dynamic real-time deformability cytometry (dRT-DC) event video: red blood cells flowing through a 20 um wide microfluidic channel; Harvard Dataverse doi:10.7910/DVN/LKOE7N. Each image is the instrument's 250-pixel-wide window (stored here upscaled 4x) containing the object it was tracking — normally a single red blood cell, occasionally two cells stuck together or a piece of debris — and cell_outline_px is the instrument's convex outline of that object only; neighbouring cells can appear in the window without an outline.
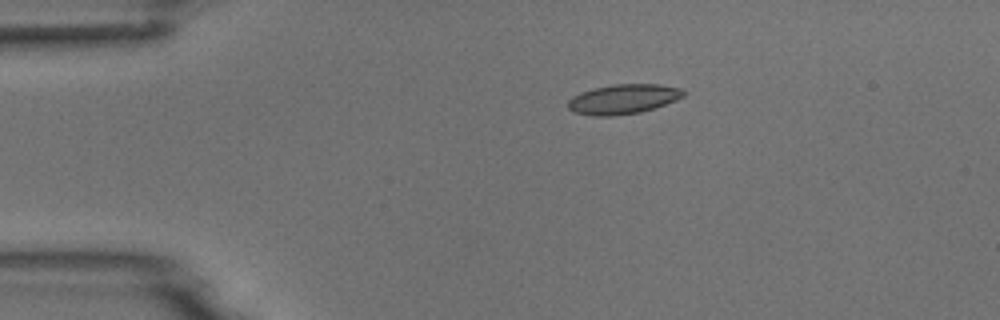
{"species": "common noctule bat (a hibernating species)", "species_latin": "Nyctalus noctula", "temperature_condition": "room temperature", "stored_images_in_passage": 10, "camera_frame_rate_fps": 3000, "um_per_image_px": 0.085, "animal": {"sex": "male", "body_mass_g": 18.8}, "frame": {"image": 1, "passage_image": 4, "time_ms": 3.333, "image_size_px": [1000, 320], "cell_outline_px": [[688, 92], [684, 96], [676, 100], [640, 112], [612, 116], [592, 116], [576, 112], [568, 108], [568, 100], [572, 96], [580, 92], [592, 88], [612, 84], [660, 84], [684, 88]], "centroid_in_image_um": [52.99, 8.4], "position_along_channel_um": 32.0, "area_um2": 20.17}}
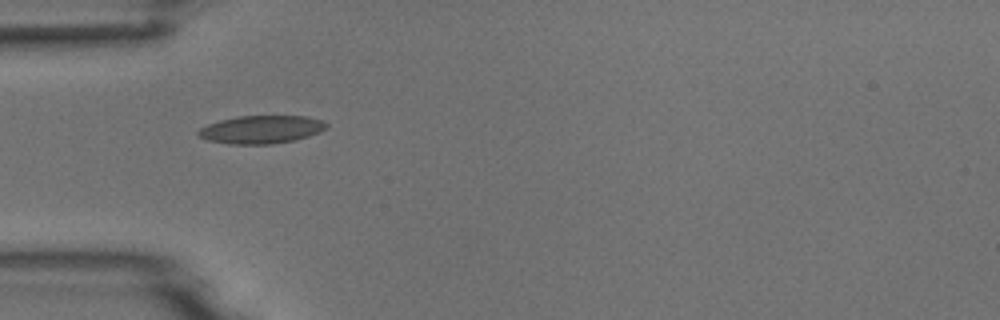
{"frame": {"image": 2, "passage_image": 5, "time_ms": 5.333, "image_size_px": [1000, 320], "cell_outline_px": [[328, 128], [320, 132], [308, 136], [292, 140], [272, 144], [228, 144], [208, 140], [200, 136], [196, 132], [200, 128], [208, 124], [220, 120], [236, 116], [308, 116], [320, 120], [328, 124]], "centroid_in_image_um": [22.21, 11.0], "position_along_channel_um": 62.8, "area_um2": 20.87}}
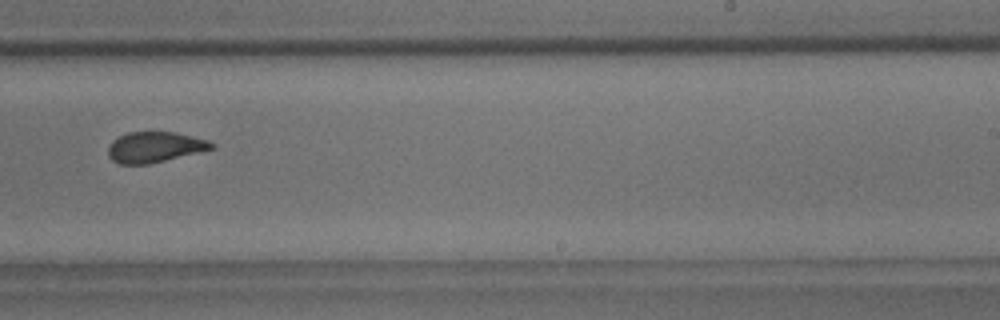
{"frame": {"image": 3, "passage_image": 10, "time_ms": 11.0, "image_size_px": [1000, 320], "cell_outline_px": [[216, 148], [148, 164], [120, 164], [112, 160], [108, 156], [108, 148], [112, 140], [128, 132], [176, 132], [208, 140], [216, 144]], "centroid_in_image_um": [13.16, 12.5], "position_along_channel_um": 275.8, "area_um2": 18.44}}